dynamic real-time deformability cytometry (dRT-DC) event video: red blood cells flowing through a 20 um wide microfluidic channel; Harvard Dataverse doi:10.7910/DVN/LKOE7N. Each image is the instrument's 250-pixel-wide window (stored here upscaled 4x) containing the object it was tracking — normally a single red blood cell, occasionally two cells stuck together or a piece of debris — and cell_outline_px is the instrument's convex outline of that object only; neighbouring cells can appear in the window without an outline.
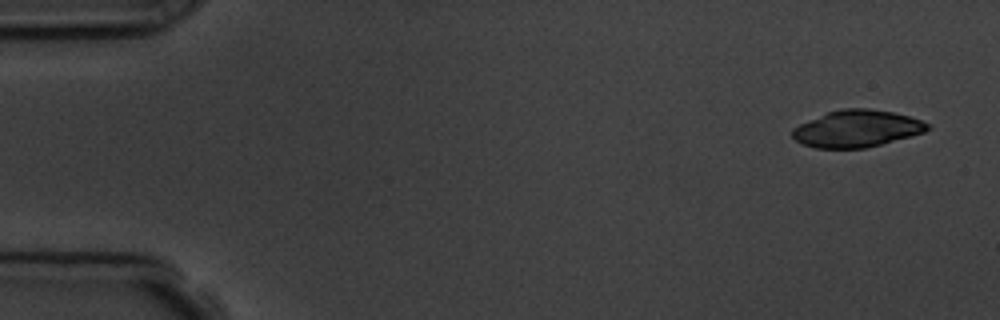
{"species": "common noctule bat (a hibernating species)", "species_latin": "Nyctalus noctula", "temperature_condition": "room temperature", "stored_images_in_passage": 5, "camera_frame_rate_fps": 3000, "um_per_image_px": 0.085, "animal": {"sex": "male", "body_mass_g": 19.5, "forearm_length_mm": 54.6}, "frame": {"image": 1, "passage_image": 1, "time_ms": 0.0, "image_size_px": [1000, 320], "cell_outline_px": [[932, 128], [924, 132], [912, 136], [864, 148], [816, 148], [804, 144], [796, 140], [792, 136], [792, 128], [800, 124], [828, 112], [844, 108], [868, 108], [892, 112], [908, 116], [920, 120], [928, 124]], "centroid_in_image_um": [72.84, 10.93], "position_along_channel_um": 12.2, "area_um2": 28.78}}